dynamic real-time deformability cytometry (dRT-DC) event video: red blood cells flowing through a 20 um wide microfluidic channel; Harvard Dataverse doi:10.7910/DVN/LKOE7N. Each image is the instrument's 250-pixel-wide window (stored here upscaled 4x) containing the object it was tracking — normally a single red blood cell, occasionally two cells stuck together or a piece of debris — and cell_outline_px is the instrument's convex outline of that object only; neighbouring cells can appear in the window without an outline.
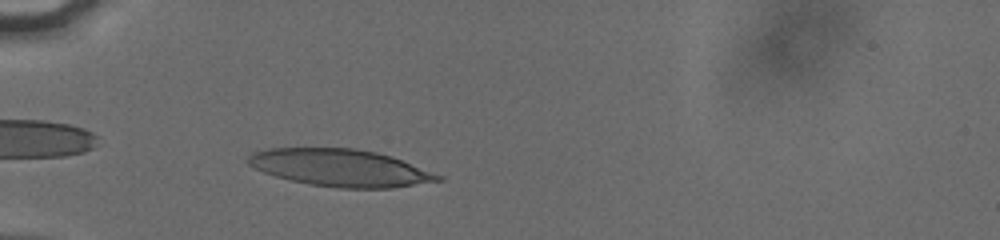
{"species": "human", "species_latin": "Homo sapiens", "temperature_condition": "cold", "stored_images_in_passage": 37, "camera_frame_rate_fps": 3000, "um_per_image_px": 0.085, "donor": {"sex": "male"}, "frame": {"image": 1, "passage_image": 4, "time_ms": 1.0, "image_size_px": [1000, 240], "cell_outline_px": [[444, 180], [392, 188], [340, 188], [308, 184], [276, 176], [264, 172], [248, 164], [244, 160], [252, 152], [268, 148], [356, 148], [376, 152], [392, 156], [444, 176]], "centroid_in_image_um": [28.94, 14.26], "position_along_channel_um": 56.1, "area_um2": 41.27}}
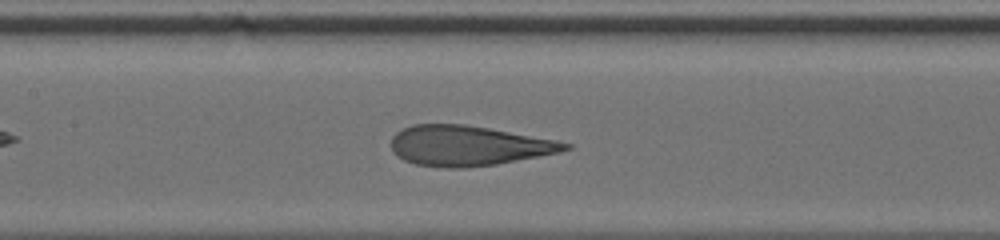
{"frame": {"image": 2, "passage_image": 14, "time_ms": 4.333, "image_size_px": [1000, 240], "cell_outline_px": [[572, 148], [560, 152], [496, 164], [464, 168], [444, 168], [416, 164], [404, 160], [396, 156], [392, 152], [392, 136], [396, 132], [412, 124], [464, 124], [488, 128], [556, 140], [572, 144]], "centroid_in_image_um": [39.78, 12.39], "position_along_channel_um": 167.6, "area_um2": 40.58}}
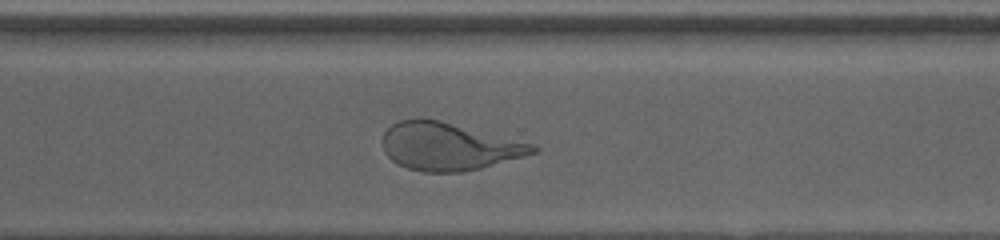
{"frame": {"image": 3, "passage_image": 27, "time_ms": 8.667, "image_size_px": [1000, 240], "cell_outline_px": [[540, 148], [536, 152], [480, 168], [460, 172], [424, 172], [408, 168], [392, 160], [384, 152], [384, 132], [392, 124], [400, 120], [440, 120], [532, 144]], "centroid_in_image_um": [38.12, 12.46], "position_along_channel_um": 332.5, "area_um2": 40.69}, "authors_computed_cell_mechanics": {"area_um2": 41.1536, "velocity_mm_per_s": 3.8217, "shape_relaxation_time_tau1_ms": 6.2645, "shape_relaxation_time_tau2_ms": 0.8167, "deformation_change_tau1": 0.249, "deformation_change_tau2": 0.0954}}